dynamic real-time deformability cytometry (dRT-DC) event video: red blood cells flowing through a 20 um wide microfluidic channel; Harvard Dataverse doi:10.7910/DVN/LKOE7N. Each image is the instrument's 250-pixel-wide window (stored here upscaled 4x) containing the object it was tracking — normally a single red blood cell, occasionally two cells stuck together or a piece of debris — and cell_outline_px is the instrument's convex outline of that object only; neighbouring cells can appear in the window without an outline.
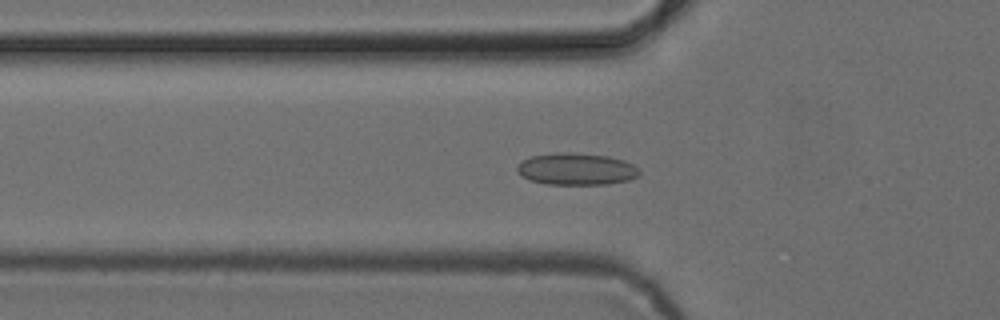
{"species": "common noctule bat (a hibernating species)", "species_latin": "Nyctalus noctula", "temperature_condition": "cold", "stored_images_in_passage": 53, "camera_frame_rate_fps": 3000, "um_per_image_px": 0.085, "animal": {"sex": "female", "body_mass_g": 24.6, "forearm_length_mm": 56.2}, "frame": {"image": 1, "passage_image": 18, "time_ms": 5.667, "image_size_px": [1000, 320], "cell_outline_px": [[640, 176], [628, 180], [608, 184], [544, 184], [532, 180], [524, 176], [516, 168], [524, 160], [532, 156], [556, 152], [572, 152], [608, 156], [624, 160], [632, 164], [640, 172]], "centroid_in_image_um": [49.04, 14.36], "position_along_channel_um": 76.8, "area_um2": 22.54}}
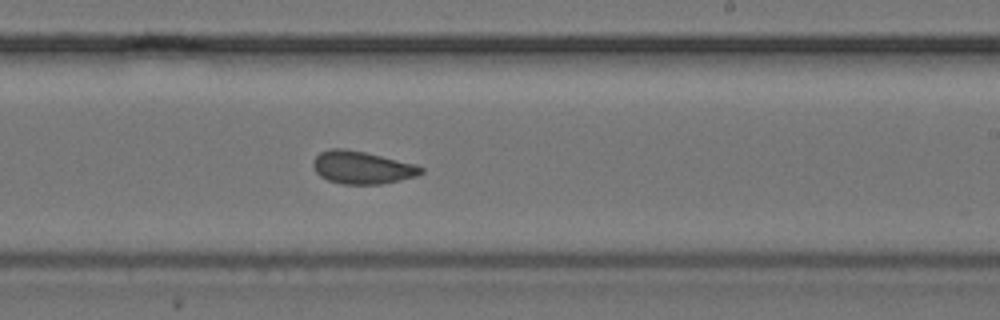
{"frame": {"image": 2, "passage_image": 32, "time_ms": 10.333, "image_size_px": [1000, 320], "cell_outline_px": [[424, 172], [416, 176], [400, 180], [380, 184], [344, 184], [328, 180], [320, 176], [316, 172], [312, 164], [312, 160], [320, 152], [332, 148], [344, 148], [364, 152], [416, 164], [424, 168]], "centroid_in_image_um": [30.77, 14.23], "position_along_channel_um": 258.2, "area_um2": 20.52}}
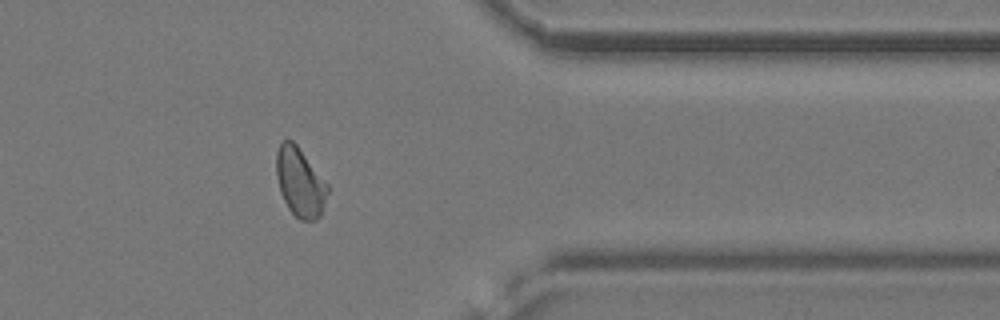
{"frame": {"image": 3, "passage_image": 43, "time_ms": 14.0, "image_size_px": [1000, 320], "cell_outline_px": [[328, 192], [320, 216], [316, 220], [300, 220], [288, 208], [280, 192], [276, 176], [276, 152], [280, 140], [292, 140], [296, 144], [328, 184]], "centroid_in_image_um": [25.48, 15.48], "position_along_channel_um": 385.9, "area_um2": 20.58}, "authors_computed_cell_mechanics": {"area_um2": 21.0392, "velocity_mm_per_s": 3.8772, "shape_relaxation_time_tau1_ms": null, "shape_relaxation_time_tau2_ms": 1.337, "deformation_change_tau1": null, "deformation_change_tau2": 0.0708}}